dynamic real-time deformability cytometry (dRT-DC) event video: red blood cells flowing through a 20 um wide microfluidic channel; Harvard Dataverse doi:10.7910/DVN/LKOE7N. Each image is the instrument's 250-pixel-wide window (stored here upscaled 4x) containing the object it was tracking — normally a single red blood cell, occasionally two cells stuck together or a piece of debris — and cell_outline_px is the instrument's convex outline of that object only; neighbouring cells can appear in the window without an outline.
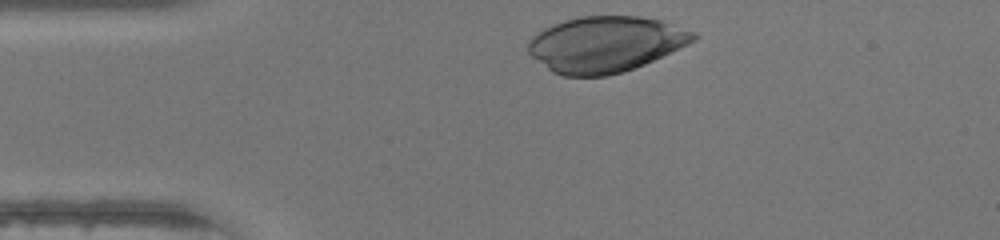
{"species": "human", "species_latin": "Homo sapiens", "temperature_condition": "warm", "stored_images_in_passage": 28, "camera_frame_rate_fps": 3000, "um_per_image_px": 0.085, "donor": {"sex": "female"}, "frame": {"image": 1, "passage_image": 1, "time_ms": 0.0, "image_size_px": [1000, 240], "cell_outline_px": [[700, 36], [696, 40], [688, 44], [644, 64], [608, 76], [564, 76], [552, 72], [532, 56], [528, 52], [528, 40], [532, 36], [544, 28], [552, 24], [564, 20], [580, 16], [640, 16], [660, 20], [696, 32]], "centroid_in_image_um": [51.46, 3.75], "position_along_channel_um": 33.5, "area_um2": 53.64}}
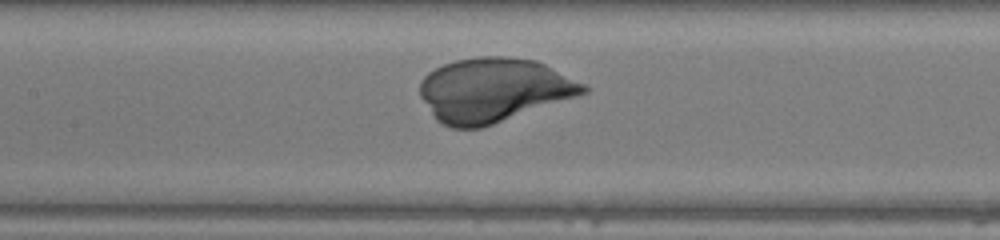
{"frame": {"image": 2, "passage_image": 13, "time_ms": 4.0, "image_size_px": [1000, 240], "cell_outline_px": [[588, 92], [480, 128], [452, 128], [436, 120], [420, 96], [420, 80], [428, 72], [444, 64], [456, 60], [480, 56], [508, 56], [536, 60], [584, 84], [588, 88]], "centroid_in_image_um": [41.91, 7.64], "position_along_channel_um": 165.5, "area_um2": 60.34}}
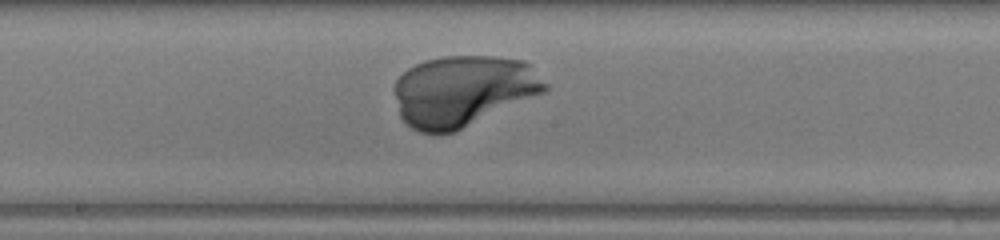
{"frame": {"image": 3, "passage_image": 16, "time_ms": 5.0, "image_size_px": [1000, 240], "cell_outline_px": [[548, 88], [544, 92], [456, 132], [420, 132], [412, 128], [400, 116], [396, 96], [396, 80], [408, 68], [424, 60], [444, 56], [496, 56], [524, 60], [548, 84]], "centroid_in_image_um": [39.38, 7.71], "position_along_channel_um": 208.8, "area_um2": 61.85}}